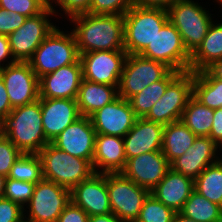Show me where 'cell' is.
Masks as SVG:
<instances>
[{"label":"cell","mask_w":222,"mask_h":222,"mask_svg":"<svg viewBox=\"0 0 222 222\" xmlns=\"http://www.w3.org/2000/svg\"><path fill=\"white\" fill-rule=\"evenodd\" d=\"M79 54L90 51L124 50L123 16L80 14L69 19Z\"/></svg>","instance_id":"1"},{"label":"cell","mask_w":222,"mask_h":222,"mask_svg":"<svg viewBox=\"0 0 222 222\" xmlns=\"http://www.w3.org/2000/svg\"><path fill=\"white\" fill-rule=\"evenodd\" d=\"M0 134L6 136L22 153L38 154L50 143L42 125L40 99L13 108L0 122Z\"/></svg>","instance_id":"2"},{"label":"cell","mask_w":222,"mask_h":222,"mask_svg":"<svg viewBox=\"0 0 222 222\" xmlns=\"http://www.w3.org/2000/svg\"><path fill=\"white\" fill-rule=\"evenodd\" d=\"M168 20V11L163 8L137 5L130 8L123 15L127 54H141Z\"/></svg>","instance_id":"3"},{"label":"cell","mask_w":222,"mask_h":222,"mask_svg":"<svg viewBox=\"0 0 222 222\" xmlns=\"http://www.w3.org/2000/svg\"><path fill=\"white\" fill-rule=\"evenodd\" d=\"M38 155L42 164L43 178L70 190L94 173L92 164L88 160L71 156L52 143L45 145Z\"/></svg>","instance_id":"4"},{"label":"cell","mask_w":222,"mask_h":222,"mask_svg":"<svg viewBox=\"0 0 222 222\" xmlns=\"http://www.w3.org/2000/svg\"><path fill=\"white\" fill-rule=\"evenodd\" d=\"M60 30L56 26L28 61L39 79L80 59L73 32L66 34Z\"/></svg>","instance_id":"5"},{"label":"cell","mask_w":222,"mask_h":222,"mask_svg":"<svg viewBox=\"0 0 222 222\" xmlns=\"http://www.w3.org/2000/svg\"><path fill=\"white\" fill-rule=\"evenodd\" d=\"M193 0H177L167 11L169 21L181 35L182 42L190 55L201 45L214 21L212 14Z\"/></svg>","instance_id":"6"},{"label":"cell","mask_w":222,"mask_h":222,"mask_svg":"<svg viewBox=\"0 0 222 222\" xmlns=\"http://www.w3.org/2000/svg\"><path fill=\"white\" fill-rule=\"evenodd\" d=\"M106 186L112 213L124 221L135 222L150 191L122 173H107Z\"/></svg>","instance_id":"7"},{"label":"cell","mask_w":222,"mask_h":222,"mask_svg":"<svg viewBox=\"0 0 222 222\" xmlns=\"http://www.w3.org/2000/svg\"><path fill=\"white\" fill-rule=\"evenodd\" d=\"M171 69L164 63L128 54L118 85V96L129 100L148 85L161 80Z\"/></svg>","instance_id":"8"},{"label":"cell","mask_w":222,"mask_h":222,"mask_svg":"<svg viewBox=\"0 0 222 222\" xmlns=\"http://www.w3.org/2000/svg\"><path fill=\"white\" fill-rule=\"evenodd\" d=\"M193 96V72H181L168 86L161 98L144 117L168 125L181 120L188 100Z\"/></svg>","instance_id":"9"},{"label":"cell","mask_w":222,"mask_h":222,"mask_svg":"<svg viewBox=\"0 0 222 222\" xmlns=\"http://www.w3.org/2000/svg\"><path fill=\"white\" fill-rule=\"evenodd\" d=\"M71 203V190L42 179L36 183L34 193L27 205L24 218L32 222H57L63 210Z\"/></svg>","instance_id":"10"},{"label":"cell","mask_w":222,"mask_h":222,"mask_svg":"<svg viewBox=\"0 0 222 222\" xmlns=\"http://www.w3.org/2000/svg\"><path fill=\"white\" fill-rule=\"evenodd\" d=\"M140 55L162 62L171 70L189 71L191 55L186 50L180 33L169 20Z\"/></svg>","instance_id":"11"},{"label":"cell","mask_w":222,"mask_h":222,"mask_svg":"<svg viewBox=\"0 0 222 222\" xmlns=\"http://www.w3.org/2000/svg\"><path fill=\"white\" fill-rule=\"evenodd\" d=\"M53 15L54 12L47 6L38 15L27 17L21 27L7 36L15 61L28 62L32 58L36 49L56 27L49 20V16Z\"/></svg>","instance_id":"12"},{"label":"cell","mask_w":222,"mask_h":222,"mask_svg":"<svg viewBox=\"0 0 222 222\" xmlns=\"http://www.w3.org/2000/svg\"><path fill=\"white\" fill-rule=\"evenodd\" d=\"M127 55L125 50H100L80 54L83 79L118 86Z\"/></svg>","instance_id":"13"},{"label":"cell","mask_w":222,"mask_h":222,"mask_svg":"<svg viewBox=\"0 0 222 222\" xmlns=\"http://www.w3.org/2000/svg\"><path fill=\"white\" fill-rule=\"evenodd\" d=\"M0 75L12 108L31 104L39 99V78L29 62L16 61L0 69Z\"/></svg>","instance_id":"14"},{"label":"cell","mask_w":222,"mask_h":222,"mask_svg":"<svg viewBox=\"0 0 222 222\" xmlns=\"http://www.w3.org/2000/svg\"><path fill=\"white\" fill-rule=\"evenodd\" d=\"M96 134L124 137L134 126L137 116L130 102L118 96L89 116Z\"/></svg>","instance_id":"15"},{"label":"cell","mask_w":222,"mask_h":222,"mask_svg":"<svg viewBox=\"0 0 222 222\" xmlns=\"http://www.w3.org/2000/svg\"><path fill=\"white\" fill-rule=\"evenodd\" d=\"M96 131L89 117L81 116L67 126L51 143L71 156L88 160L94 157Z\"/></svg>","instance_id":"16"},{"label":"cell","mask_w":222,"mask_h":222,"mask_svg":"<svg viewBox=\"0 0 222 222\" xmlns=\"http://www.w3.org/2000/svg\"><path fill=\"white\" fill-rule=\"evenodd\" d=\"M169 169L170 163L162 151H154L127 159L121 173L138 186L151 191Z\"/></svg>","instance_id":"17"},{"label":"cell","mask_w":222,"mask_h":222,"mask_svg":"<svg viewBox=\"0 0 222 222\" xmlns=\"http://www.w3.org/2000/svg\"><path fill=\"white\" fill-rule=\"evenodd\" d=\"M71 202L89 216L112 213L106 174L93 173L71 189Z\"/></svg>","instance_id":"18"},{"label":"cell","mask_w":222,"mask_h":222,"mask_svg":"<svg viewBox=\"0 0 222 222\" xmlns=\"http://www.w3.org/2000/svg\"><path fill=\"white\" fill-rule=\"evenodd\" d=\"M83 79L80 59L39 79V98L77 99Z\"/></svg>","instance_id":"19"},{"label":"cell","mask_w":222,"mask_h":222,"mask_svg":"<svg viewBox=\"0 0 222 222\" xmlns=\"http://www.w3.org/2000/svg\"><path fill=\"white\" fill-rule=\"evenodd\" d=\"M219 148L210 137L197 136L189 149L170 163V168L195 180L207 166L220 160L216 155Z\"/></svg>","instance_id":"20"},{"label":"cell","mask_w":222,"mask_h":222,"mask_svg":"<svg viewBox=\"0 0 222 222\" xmlns=\"http://www.w3.org/2000/svg\"><path fill=\"white\" fill-rule=\"evenodd\" d=\"M42 125L51 143L67 126L81 117L76 99L39 98Z\"/></svg>","instance_id":"21"},{"label":"cell","mask_w":222,"mask_h":222,"mask_svg":"<svg viewBox=\"0 0 222 222\" xmlns=\"http://www.w3.org/2000/svg\"><path fill=\"white\" fill-rule=\"evenodd\" d=\"M164 125L137 118L134 126L123 137L126 159L143 153L162 151Z\"/></svg>","instance_id":"22"},{"label":"cell","mask_w":222,"mask_h":222,"mask_svg":"<svg viewBox=\"0 0 222 222\" xmlns=\"http://www.w3.org/2000/svg\"><path fill=\"white\" fill-rule=\"evenodd\" d=\"M126 161L122 137L96 134L92 162L94 173H121Z\"/></svg>","instance_id":"23"},{"label":"cell","mask_w":222,"mask_h":222,"mask_svg":"<svg viewBox=\"0 0 222 222\" xmlns=\"http://www.w3.org/2000/svg\"><path fill=\"white\" fill-rule=\"evenodd\" d=\"M193 190L194 180L192 178L170 168L158 185L150 191V194L177 213L181 211Z\"/></svg>","instance_id":"24"},{"label":"cell","mask_w":222,"mask_h":222,"mask_svg":"<svg viewBox=\"0 0 222 222\" xmlns=\"http://www.w3.org/2000/svg\"><path fill=\"white\" fill-rule=\"evenodd\" d=\"M118 86L94 83L82 79L77 96L81 116L89 117L118 97Z\"/></svg>","instance_id":"25"},{"label":"cell","mask_w":222,"mask_h":222,"mask_svg":"<svg viewBox=\"0 0 222 222\" xmlns=\"http://www.w3.org/2000/svg\"><path fill=\"white\" fill-rule=\"evenodd\" d=\"M219 60H222V23L213 21L201 45L191 55L189 71L205 70Z\"/></svg>","instance_id":"26"},{"label":"cell","mask_w":222,"mask_h":222,"mask_svg":"<svg viewBox=\"0 0 222 222\" xmlns=\"http://www.w3.org/2000/svg\"><path fill=\"white\" fill-rule=\"evenodd\" d=\"M196 137L182 120L164 125L162 153L171 163L189 149Z\"/></svg>","instance_id":"27"},{"label":"cell","mask_w":222,"mask_h":222,"mask_svg":"<svg viewBox=\"0 0 222 222\" xmlns=\"http://www.w3.org/2000/svg\"><path fill=\"white\" fill-rule=\"evenodd\" d=\"M181 72L170 70L161 80L156 81L138 94L131 97V108L138 118H144L151 110L152 106L161 98L165 93L167 86L180 74Z\"/></svg>","instance_id":"28"},{"label":"cell","mask_w":222,"mask_h":222,"mask_svg":"<svg viewBox=\"0 0 222 222\" xmlns=\"http://www.w3.org/2000/svg\"><path fill=\"white\" fill-rule=\"evenodd\" d=\"M193 97L213 110L222 108V80L206 70L193 73Z\"/></svg>","instance_id":"29"},{"label":"cell","mask_w":222,"mask_h":222,"mask_svg":"<svg viewBox=\"0 0 222 222\" xmlns=\"http://www.w3.org/2000/svg\"><path fill=\"white\" fill-rule=\"evenodd\" d=\"M213 115V109L202 105L192 96L187 102L181 120L196 136L209 137Z\"/></svg>","instance_id":"30"},{"label":"cell","mask_w":222,"mask_h":222,"mask_svg":"<svg viewBox=\"0 0 222 222\" xmlns=\"http://www.w3.org/2000/svg\"><path fill=\"white\" fill-rule=\"evenodd\" d=\"M194 190L200 195L222 207V157L194 180Z\"/></svg>","instance_id":"31"},{"label":"cell","mask_w":222,"mask_h":222,"mask_svg":"<svg viewBox=\"0 0 222 222\" xmlns=\"http://www.w3.org/2000/svg\"><path fill=\"white\" fill-rule=\"evenodd\" d=\"M195 222H222V207L193 190L180 211Z\"/></svg>","instance_id":"32"},{"label":"cell","mask_w":222,"mask_h":222,"mask_svg":"<svg viewBox=\"0 0 222 222\" xmlns=\"http://www.w3.org/2000/svg\"><path fill=\"white\" fill-rule=\"evenodd\" d=\"M8 178L34 184L41 181L43 174L39 155L22 153L14 162Z\"/></svg>","instance_id":"33"},{"label":"cell","mask_w":222,"mask_h":222,"mask_svg":"<svg viewBox=\"0 0 222 222\" xmlns=\"http://www.w3.org/2000/svg\"><path fill=\"white\" fill-rule=\"evenodd\" d=\"M176 212L149 194L135 222H172Z\"/></svg>","instance_id":"34"},{"label":"cell","mask_w":222,"mask_h":222,"mask_svg":"<svg viewBox=\"0 0 222 222\" xmlns=\"http://www.w3.org/2000/svg\"><path fill=\"white\" fill-rule=\"evenodd\" d=\"M36 184L26 181L14 180L6 178L4 198L16 202L23 208L27 205L34 193Z\"/></svg>","instance_id":"35"},{"label":"cell","mask_w":222,"mask_h":222,"mask_svg":"<svg viewBox=\"0 0 222 222\" xmlns=\"http://www.w3.org/2000/svg\"><path fill=\"white\" fill-rule=\"evenodd\" d=\"M134 5V0H92L89 13L123 16Z\"/></svg>","instance_id":"36"},{"label":"cell","mask_w":222,"mask_h":222,"mask_svg":"<svg viewBox=\"0 0 222 222\" xmlns=\"http://www.w3.org/2000/svg\"><path fill=\"white\" fill-rule=\"evenodd\" d=\"M46 7L41 0H0V8L26 17L36 16Z\"/></svg>","instance_id":"37"},{"label":"cell","mask_w":222,"mask_h":222,"mask_svg":"<svg viewBox=\"0 0 222 222\" xmlns=\"http://www.w3.org/2000/svg\"><path fill=\"white\" fill-rule=\"evenodd\" d=\"M21 154L6 136L0 134V175L8 177L14 162Z\"/></svg>","instance_id":"38"},{"label":"cell","mask_w":222,"mask_h":222,"mask_svg":"<svg viewBox=\"0 0 222 222\" xmlns=\"http://www.w3.org/2000/svg\"><path fill=\"white\" fill-rule=\"evenodd\" d=\"M53 2L56 3V5H59V8L63 9L68 18H72L76 15L89 13L92 0H50L49 7L56 15V12L58 13V11L52 6Z\"/></svg>","instance_id":"39"},{"label":"cell","mask_w":222,"mask_h":222,"mask_svg":"<svg viewBox=\"0 0 222 222\" xmlns=\"http://www.w3.org/2000/svg\"><path fill=\"white\" fill-rule=\"evenodd\" d=\"M27 209L4 197L0 198V222H21Z\"/></svg>","instance_id":"40"},{"label":"cell","mask_w":222,"mask_h":222,"mask_svg":"<svg viewBox=\"0 0 222 222\" xmlns=\"http://www.w3.org/2000/svg\"><path fill=\"white\" fill-rule=\"evenodd\" d=\"M26 16L15 13L8 12L5 9L0 8V34L1 35H10L12 32L21 27L25 20Z\"/></svg>","instance_id":"41"},{"label":"cell","mask_w":222,"mask_h":222,"mask_svg":"<svg viewBox=\"0 0 222 222\" xmlns=\"http://www.w3.org/2000/svg\"><path fill=\"white\" fill-rule=\"evenodd\" d=\"M89 215L72 202L63 210L57 222H88Z\"/></svg>","instance_id":"42"},{"label":"cell","mask_w":222,"mask_h":222,"mask_svg":"<svg viewBox=\"0 0 222 222\" xmlns=\"http://www.w3.org/2000/svg\"><path fill=\"white\" fill-rule=\"evenodd\" d=\"M209 137L222 148V108L214 110L213 124Z\"/></svg>","instance_id":"43"},{"label":"cell","mask_w":222,"mask_h":222,"mask_svg":"<svg viewBox=\"0 0 222 222\" xmlns=\"http://www.w3.org/2000/svg\"><path fill=\"white\" fill-rule=\"evenodd\" d=\"M12 109L6 87L4 85V80L0 75V122L11 112Z\"/></svg>","instance_id":"44"},{"label":"cell","mask_w":222,"mask_h":222,"mask_svg":"<svg viewBox=\"0 0 222 222\" xmlns=\"http://www.w3.org/2000/svg\"><path fill=\"white\" fill-rule=\"evenodd\" d=\"M9 58H10V61H7L9 60ZM5 61H7V64H5V66L16 62L11 54L8 37L6 35L0 34V69L5 67L4 66ZM1 62H3L2 66H1Z\"/></svg>","instance_id":"45"},{"label":"cell","mask_w":222,"mask_h":222,"mask_svg":"<svg viewBox=\"0 0 222 222\" xmlns=\"http://www.w3.org/2000/svg\"><path fill=\"white\" fill-rule=\"evenodd\" d=\"M141 7L163 8L168 10L177 0H134Z\"/></svg>","instance_id":"46"},{"label":"cell","mask_w":222,"mask_h":222,"mask_svg":"<svg viewBox=\"0 0 222 222\" xmlns=\"http://www.w3.org/2000/svg\"><path fill=\"white\" fill-rule=\"evenodd\" d=\"M88 222H127V221L118 218L113 213H109L104 215L89 216Z\"/></svg>","instance_id":"47"},{"label":"cell","mask_w":222,"mask_h":222,"mask_svg":"<svg viewBox=\"0 0 222 222\" xmlns=\"http://www.w3.org/2000/svg\"><path fill=\"white\" fill-rule=\"evenodd\" d=\"M212 77L222 80V60L213 62L205 69Z\"/></svg>","instance_id":"48"},{"label":"cell","mask_w":222,"mask_h":222,"mask_svg":"<svg viewBox=\"0 0 222 222\" xmlns=\"http://www.w3.org/2000/svg\"><path fill=\"white\" fill-rule=\"evenodd\" d=\"M172 222H195V221L192 220L191 218H188V217L184 216L180 212H177L175 214Z\"/></svg>","instance_id":"49"},{"label":"cell","mask_w":222,"mask_h":222,"mask_svg":"<svg viewBox=\"0 0 222 222\" xmlns=\"http://www.w3.org/2000/svg\"><path fill=\"white\" fill-rule=\"evenodd\" d=\"M6 178L7 177L0 175V198L4 196Z\"/></svg>","instance_id":"50"},{"label":"cell","mask_w":222,"mask_h":222,"mask_svg":"<svg viewBox=\"0 0 222 222\" xmlns=\"http://www.w3.org/2000/svg\"><path fill=\"white\" fill-rule=\"evenodd\" d=\"M46 6H49L50 0H41Z\"/></svg>","instance_id":"51"},{"label":"cell","mask_w":222,"mask_h":222,"mask_svg":"<svg viewBox=\"0 0 222 222\" xmlns=\"http://www.w3.org/2000/svg\"><path fill=\"white\" fill-rule=\"evenodd\" d=\"M21 222H32V221H29V220L24 218Z\"/></svg>","instance_id":"52"},{"label":"cell","mask_w":222,"mask_h":222,"mask_svg":"<svg viewBox=\"0 0 222 222\" xmlns=\"http://www.w3.org/2000/svg\"><path fill=\"white\" fill-rule=\"evenodd\" d=\"M216 2H218L219 4H221L222 6V0H215Z\"/></svg>","instance_id":"53"}]
</instances>
